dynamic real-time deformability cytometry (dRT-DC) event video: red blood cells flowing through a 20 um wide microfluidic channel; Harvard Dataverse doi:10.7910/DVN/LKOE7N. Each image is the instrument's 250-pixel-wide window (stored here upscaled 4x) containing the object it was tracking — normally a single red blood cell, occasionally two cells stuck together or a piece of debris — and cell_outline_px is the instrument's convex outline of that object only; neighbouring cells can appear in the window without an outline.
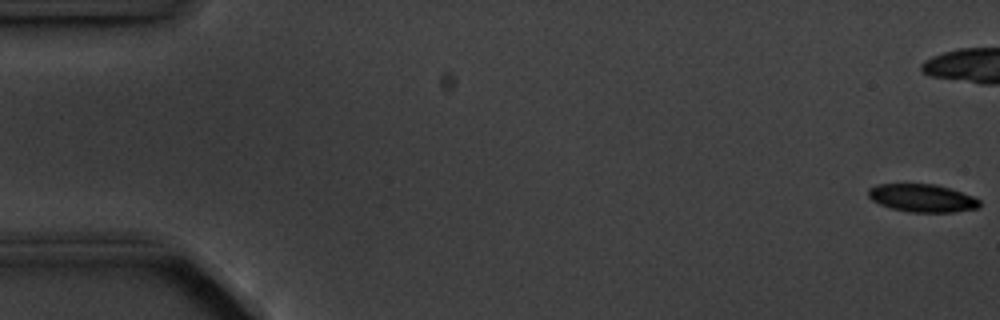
{"species": "common noctule bat (a hibernating species)", "species_latin": "Nyctalus noctula", "temperature_condition": "cold", "stored_images_in_passage": 4, "camera_frame_rate_fps": 3000, "um_per_image_px": 0.085, "animal": {"sex": "male", "body_mass_g": 20.1, "forearm_length_mm": 53.5}, "frame": {"image": 1, "passage_image": 1, "time_ms": 0.0, "image_size_px": [1000, 320], "cell_outline_px": [[980, 208], [956, 212], [912, 212], [892, 208], [880, 204], [872, 200], [868, 196], [868, 188], [876, 184], [936, 184], [972, 196], [980, 200]], "centroid_in_image_um": [78.39, 16.83], "position_along_channel_um": 6.6, "area_um2": 18.03}}